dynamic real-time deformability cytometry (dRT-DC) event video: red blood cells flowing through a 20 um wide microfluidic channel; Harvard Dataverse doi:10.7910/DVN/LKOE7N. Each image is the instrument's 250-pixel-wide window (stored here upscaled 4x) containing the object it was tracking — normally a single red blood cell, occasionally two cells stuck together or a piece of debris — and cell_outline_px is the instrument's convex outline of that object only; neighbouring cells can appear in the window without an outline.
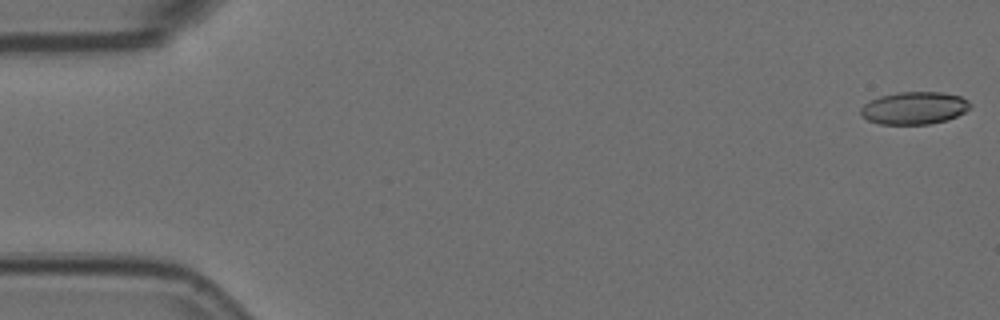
{"species": "Egyptian fruit bat (a non-hibernating species)", "species_latin": "Rousettus aegyptiacus", "temperature_condition": "room temperature", "stored_images_in_passage": 10, "camera_frame_rate_fps": 3000, "um_per_image_px": 0.085, "animal": {"sex": "female"}, "frame": {"image": 1, "passage_image": 1, "time_ms": 0.0, "image_size_px": [1000, 320], "cell_outline_px": [[972, 108], [956, 116], [944, 120], [928, 124], [880, 124], [868, 120], [860, 112], [860, 108], [864, 104], [880, 96], [896, 92], [944, 92], [960, 96], [968, 100], [972, 104]], "centroid_in_image_um": [77.74, 9.17], "position_along_channel_um": 7.3, "area_um2": 20.69}}
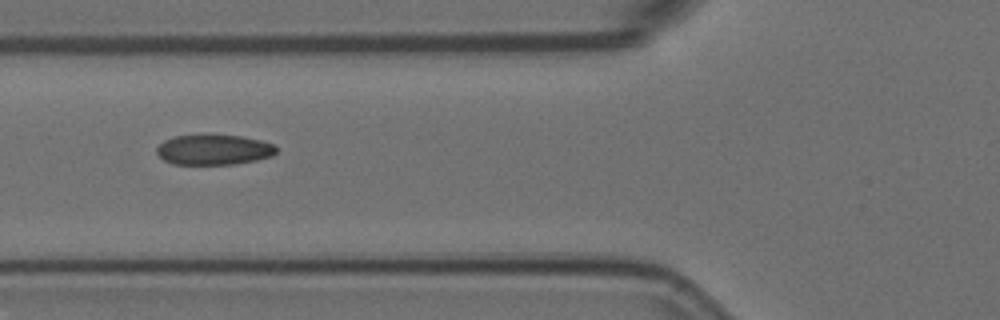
{"frame": {"image": 2, "passage_image": 7, "time_ms": 2.0, "image_size_px": [1000, 320], "cell_outline_px": [[276, 152], [272, 156], [256, 160], [232, 164], [172, 164], [164, 160], [156, 152], [156, 148], [164, 140], [176, 136], [204, 132], [240, 136], [260, 140], [272, 144], [276, 148]], "centroid_in_image_um": [18.13, 12.69], "position_along_channel_um": 107.7, "area_um2": 21.56}}
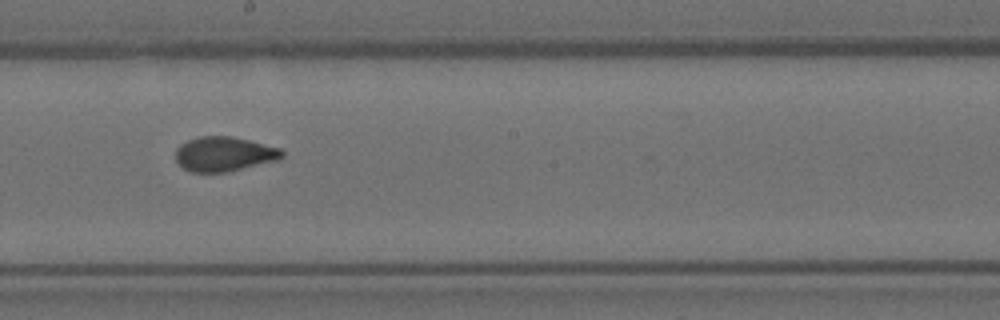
{"frame": {"image": 3, "passage_image": 10, "time_ms": 3.0, "image_size_px": [1000, 320], "cell_outline_px": [[284, 156], [280, 160], [228, 172], [192, 172], [184, 168], [176, 160], [176, 148], [180, 144], [188, 140], [200, 136], [232, 136], [280, 148], [284, 152]], "centroid_in_image_um": [19.08, 13.09], "position_along_channel_um": 229.1, "area_um2": 21.56}}